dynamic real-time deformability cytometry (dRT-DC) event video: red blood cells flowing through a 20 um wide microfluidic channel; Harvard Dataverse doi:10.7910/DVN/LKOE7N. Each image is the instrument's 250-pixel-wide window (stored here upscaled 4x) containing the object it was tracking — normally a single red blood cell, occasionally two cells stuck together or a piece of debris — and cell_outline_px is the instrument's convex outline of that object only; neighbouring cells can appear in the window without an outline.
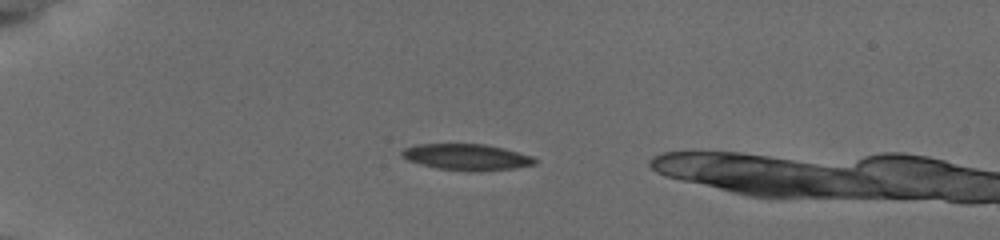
{"species": "common noctule bat (a hibernating species)", "species_latin": "Nyctalus noctula", "temperature_condition": "cold", "stored_images_in_passage": 8, "camera_frame_rate_fps": 3000, "um_per_image_px": 0.085, "animal": {"sex": "female", "body_mass_g": 19.5, "forearm_length_mm": 54.1}, "frame": {"image": 1, "passage_image": 6, "time_ms": 3.667, "image_size_px": [1000, 240], "cell_outline_px": [[536, 164], [516, 168], [480, 172], [468, 172], [436, 168], [420, 164], [408, 160], [400, 156], [400, 152], [404, 148], [416, 144], [484, 144], [504, 148], [532, 156], [536, 160]], "centroid_in_image_um": [39.65, 13.36], "position_along_channel_um": 45.3, "area_um2": 20.63}}